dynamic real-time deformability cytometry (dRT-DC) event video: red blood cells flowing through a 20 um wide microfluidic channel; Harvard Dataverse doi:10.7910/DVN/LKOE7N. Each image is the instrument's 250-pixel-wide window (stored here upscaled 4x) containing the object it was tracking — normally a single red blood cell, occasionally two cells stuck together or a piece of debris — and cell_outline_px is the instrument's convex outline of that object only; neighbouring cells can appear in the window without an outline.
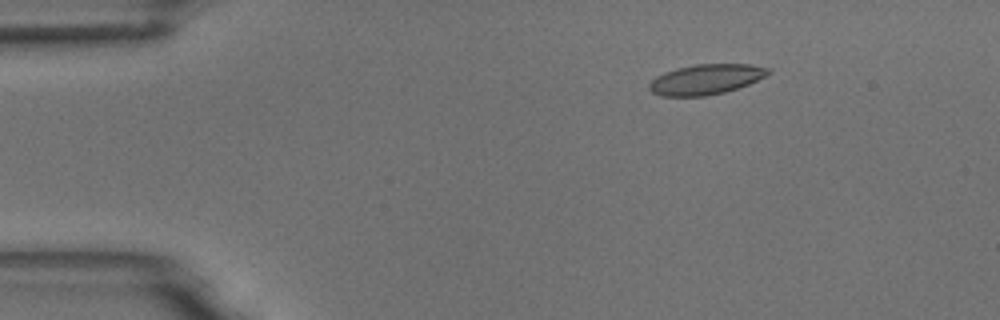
{"species": "common noctule bat (a hibernating species)", "species_latin": "Nyctalus noctula", "temperature_condition": "room temperature", "stored_images_in_passage": 5, "camera_frame_rate_fps": 3000, "um_per_image_px": 0.085, "animal": {"sex": "male", "body_mass_g": 18.8}, "frame": {"image": 1, "passage_image": 3, "time_ms": 2.333, "image_size_px": [1000, 320], "cell_outline_px": [[772, 72], [748, 84], [724, 92], [704, 96], [660, 96], [652, 92], [648, 88], [648, 84], [656, 76], [664, 72], [676, 68], [696, 64], [752, 64], [772, 68]], "centroid_in_image_um": [59.99, 6.73], "position_along_channel_um": 25.0, "area_um2": 20.98}}